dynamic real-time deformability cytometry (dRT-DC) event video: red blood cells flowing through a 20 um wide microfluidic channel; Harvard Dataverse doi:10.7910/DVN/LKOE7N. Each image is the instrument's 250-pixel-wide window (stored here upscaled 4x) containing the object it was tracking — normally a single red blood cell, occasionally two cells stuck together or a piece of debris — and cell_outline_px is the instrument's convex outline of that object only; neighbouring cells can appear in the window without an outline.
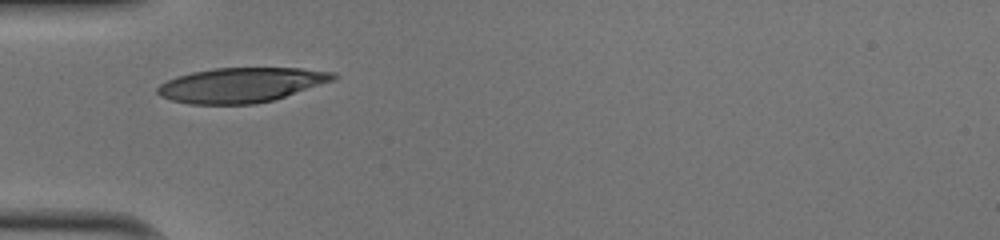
{"species": "human", "species_latin": "Homo sapiens", "temperature_condition": "cold", "stored_images_in_passage": 25, "camera_frame_rate_fps": 3000, "um_per_image_px": 0.085, "donor": {"sex": "male"}, "frame": {"image": 1, "passage_image": 1, "time_ms": 0.0, "image_size_px": [1000, 240], "cell_outline_px": [[340, 76], [336, 80], [272, 100], [256, 104], [188, 104], [172, 100], [160, 96], [156, 92], [156, 88], [160, 84], [176, 76], [192, 72], [212, 68], [300, 68], [336, 72]], "centroid_in_image_um": [20.52, 7.22], "position_along_channel_um": 64.5, "area_um2": 35.78}}
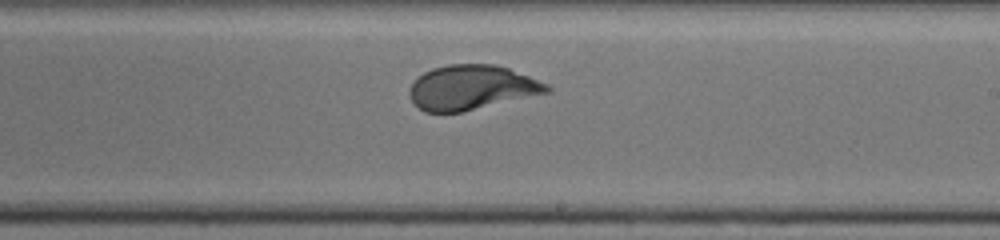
{"frame": {"image": 2, "passage_image": 15, "time_ms": 4.667, "image_size_px": [1000, 240], "cell_outline_px": [[552, 92], [460, 112], [424, 112], [412, 100], [408, 92], [412, 84], [424, 72], [432, 68], [448, 64], [496, 64], [508, 68], [548, 84], [552, 88]], "centroid_in_image_um": [40.11, 7.43], "position_along_channel_um": 248.9, "area_um2": 35.55}}
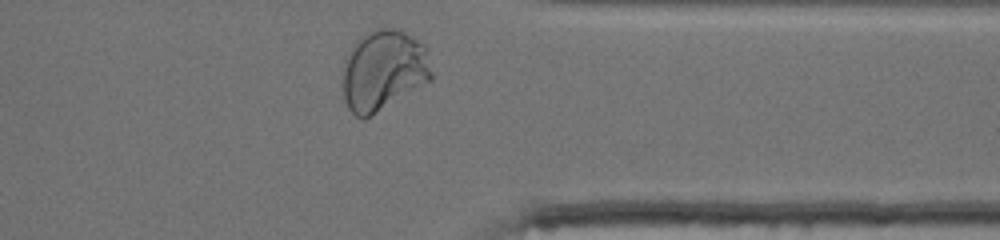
{"frame": {"image": 3, "passage_image": 25, "time_ms": 8.0, "image_size_px": [1000, 240], "cell_outline_px": [[432, 80], [368, 116], [356, 116], [348, 108], [344, 100], [344, 60], [352, 44], [360, 36], [372, 28], [400, 28], [424, 44], [428, 48], [432, 72]], "centroid_in_image_um": [32.62, 5.9], "position_along_channel_um": 378.8, "area_um2": 41.79}, "authors_computed_cell_mechanics": {"area_um2": 36.0094, "velocity_mm_per_s": 4.0109, "shape_relaxation_time_tau1_ms": 3.524, "shape_relaxation_time_tau2_ms": null, "deformation_change_tau1": 0.1965, "deformation_change_tau2": null}}